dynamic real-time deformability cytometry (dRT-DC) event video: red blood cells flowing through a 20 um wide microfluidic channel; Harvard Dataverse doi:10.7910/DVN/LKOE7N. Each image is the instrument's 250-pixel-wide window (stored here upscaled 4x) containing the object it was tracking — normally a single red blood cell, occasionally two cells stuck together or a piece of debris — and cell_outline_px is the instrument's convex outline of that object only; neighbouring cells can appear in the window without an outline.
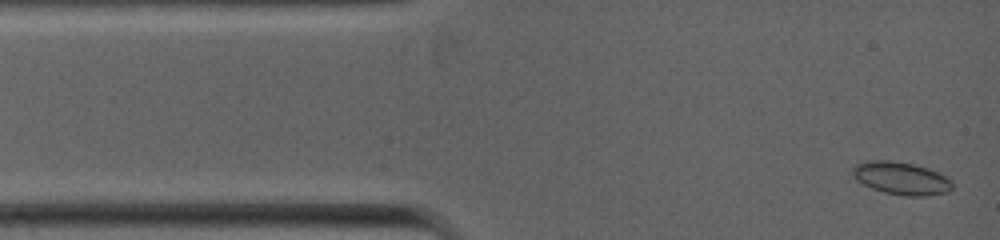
{"species": "common noctule bat (a hibernating species)", "species_latin": "Nyctalus noctula", "temperature_condition": "warm", "stored_images_in_passage": 56, "camera_frame_rate_fps": 5000, "um_per_image_px": 0.085, "animal": {"sex": "female", "body_mass_g": 19.0, "forearm_length_mm": 53.3}, "frame": {"image": 1, "passage_image": 1, "time_ms": 0.0, "image_size_px": [1000, 240], "cell_outline_px": [[952, 188], [948, 192], [928, 196], [904, 196], [884, 192], [872, 188], [856, 180], [848, 172], [856, 164], [868, 160], [888, 160], [912, 164], [928, 168], [952, 180]], "centroid_in_image_um": [76.56, 15.15], "position_along_channel_um": 8.4, "area_um2": 19.13}}
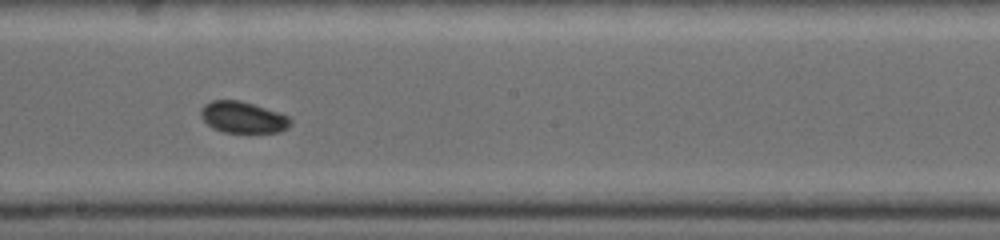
{"frame": {"image": 2, "passage_image": 22, "time_ms": 5.6, "image_size_px": [1000, 240], "cell_outline_px": [[292, 124], [288, 128], [280, 132], [224, 132], [212, 128], [200, 116], [200, 108], [204, 104], [212, 100], [240, 100], [288, 116], [292, 120]], "centroid_in_image_um": [20.63, 9.97], "position_along_channel_um": 227.6, "area_um2": 16.36}}
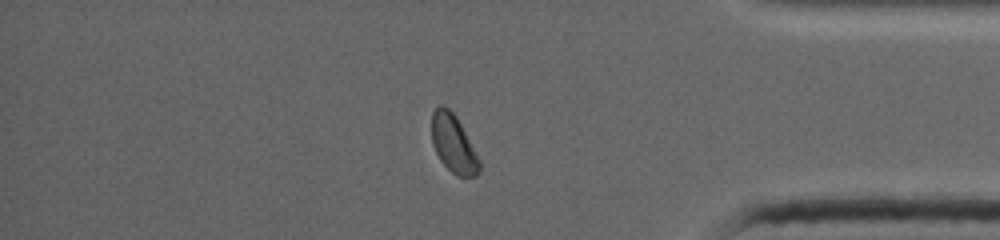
{"frame": {"image": 3, "passage_image": 43, "time_ms": 9.4, "image_size_px": [1000, 240], "cell_outline_px": [[480, 172], [476, 176], [456, 176], [440, 160], [432, 144], [432, 112], [440, 104], [448, 108], [456, 116], [480, 160]], "centroid_in_image_um": [38.54, 12.23], "position_along_channel_um": 396.7, "area_um2": 15.9}}